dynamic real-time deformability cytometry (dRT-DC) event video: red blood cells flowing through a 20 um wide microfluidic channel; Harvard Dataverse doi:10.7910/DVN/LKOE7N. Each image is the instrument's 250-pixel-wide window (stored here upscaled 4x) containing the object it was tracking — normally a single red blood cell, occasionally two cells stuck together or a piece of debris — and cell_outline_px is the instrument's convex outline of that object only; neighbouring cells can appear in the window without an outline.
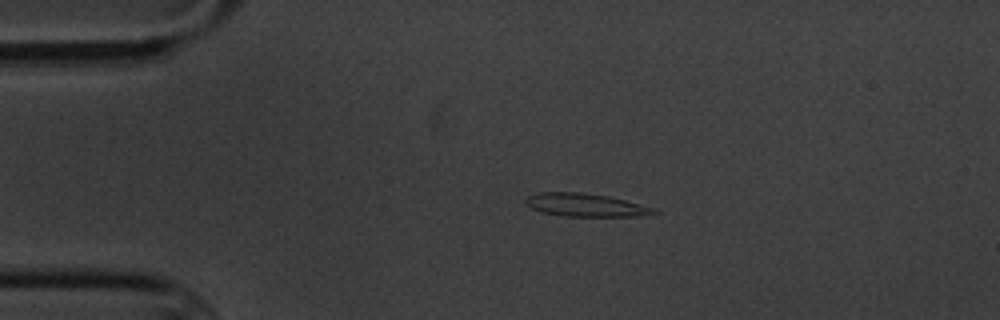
{"species": "common noctule bat (a hibernating species)", "species_latin": "Nyctalus noctula", "temperature_condition": "cold", "stored_images_in_passage": 6, "camera_frame_rate_fps": 3000, "um_per_image_px": 0.085, "animal": {"sex": "male", "body_mass_g": 20.1, "forearm_length_mm": 53.5}, "frame": {"image": 1, "passage_image": 3, "time_ms": 2.667, "image_size_px": [1000, 320], "cell_outline_px": [[660, 212], [636, 216], [564, 216], [540, 212], [524, 204], [524, 200], [528, 196], [540, 192], [580, 192], [608, 196], [656, 208]], "centroid_in_image_um": [49.73, 17.42], "position_along_channel_um": 35.3, "area_um2": 17.22}}
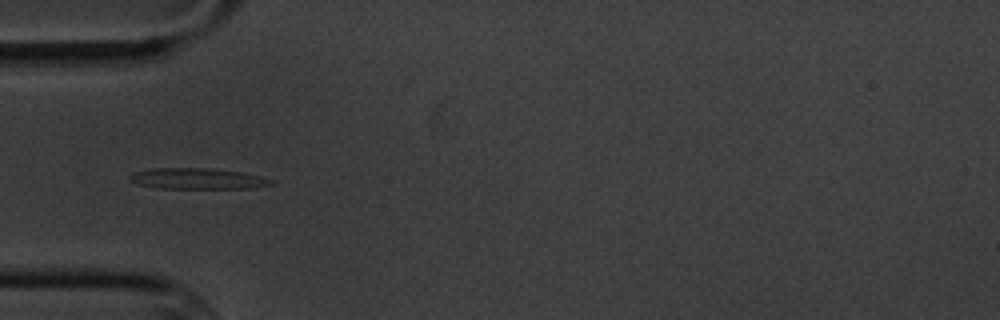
{"frame": {"image": 2, "passage_image": 5, "time_ms": 4.667, "image_size_px": [1000, 320], "cell_outline_px": [[276, 184], [248, 188], [160, 188], [140, 184], [132, 180], [128, 176], [132, 172], [152, 168], [212, 168], [240, 172], [260, 176], [272, 180]], "centroid_in_image_um": [16.8, 15.17], "position_along_channel_um": 68.2, "area_um2": 17.05}}
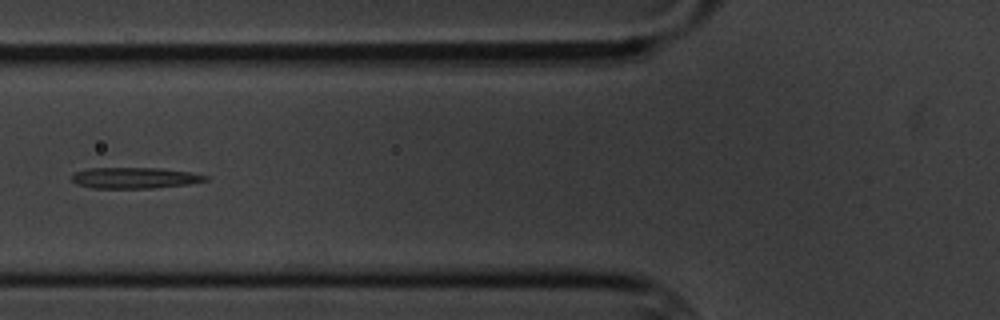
{"frame": {"image": 3, "passage_image": 6, "time_ms": 6.0, "image_size_px": [1000, 320], "cell_outline_px": [[208, 180], [188, 184], [152, 188], [92, 188], [76, 184], [72, 180], [72, 176], [76, 172], [88, 168], [164, 168], [188, 172], [208, 176]], "centroid_in_image_um": [11.44, 15.12], "position_along_channel_um": 114.4, "area_um2": 16.3}}